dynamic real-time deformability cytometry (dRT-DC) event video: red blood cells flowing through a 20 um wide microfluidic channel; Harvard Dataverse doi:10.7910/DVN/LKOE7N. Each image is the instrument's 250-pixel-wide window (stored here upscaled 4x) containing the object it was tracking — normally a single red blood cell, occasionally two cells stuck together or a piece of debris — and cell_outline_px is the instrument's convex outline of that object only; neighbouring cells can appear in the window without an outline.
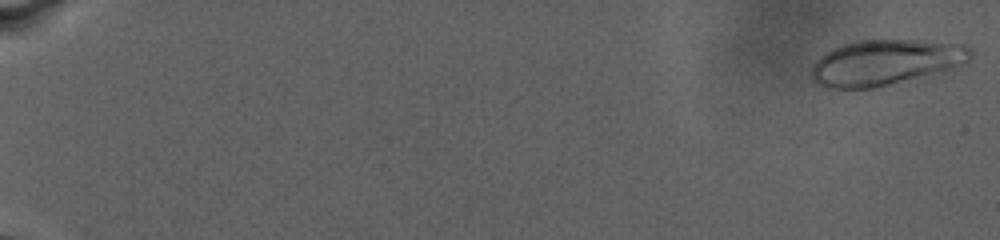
{"species": "human", "species_latin": "Homo sapiens", "temperature_condition": "warm", "stored_images_in_passage": 103, "camera_frame_rate_fps": 3000, "um_per_image_px": 0.085, "donor": {"sex": "male"}, "frame": {"image": 1, "passage_image": 2, "time_ms": 0.333, "image_size_px": [1000, 240], "cell_outline_px": [[972, 56], [968, 60], [952, 72], [876, 88], [824, 88], [816, 84], [808, 76], [808, 72], [812, 64], [824, 52], [832, 48], [856, 40], [920, 40], [964, 44], [972, 48]], "centroid_in_image_um": [75.3, 5.33], "position_along_channel_um": 9.7, "area_um2": 43.87}}
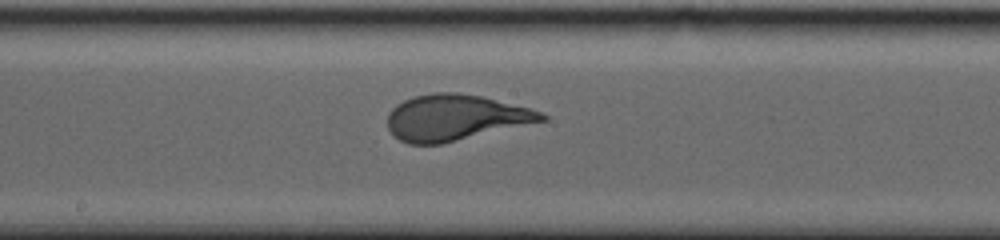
{"frame": {"image": 2, "passage_image": 62, "time_ms": 18.333, "image_size_px": [1000, 240], "cell_outline_px": [[548, 120], [440, 144], [408, 144], [400, 140], [388, 128], [388, 112], [396, 104], [404, 100], [416, 96], [432, 92], [456, 92], [480, 96], [528, 108], [540, 112], [548, 116]], "centroid_in_image_um": [38.68, 9.99], "position_along_channel_um": 209.5, "area_um2": 40.86}}
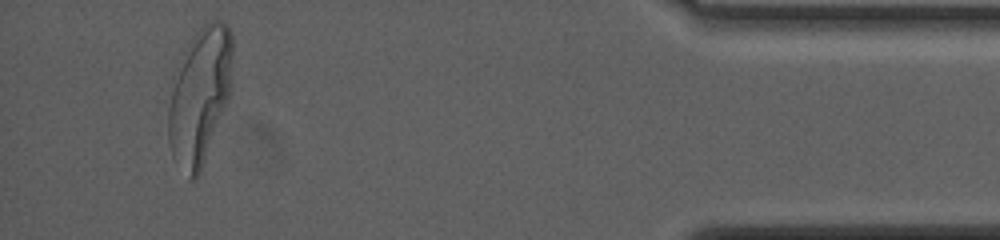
{"frame": {"image": 3, "passage_image": 99, "time_ms": 29.333, "image_size_px": [1000, 240], "cell_outline_px": [[232, 60], [228, 100], [200, 172], [196, 180], [188, 180], [172, 156], [168, 144], [168, 108], [176, 68], [188, 44], [196, 32], [204, 24], [212, 20], [220, 20], [228, 24], [232, 36]], "centroid_in_image_um": [16.96, 8.16], "position_along_channel_um": 418.2, "area_um2": 50.75}}